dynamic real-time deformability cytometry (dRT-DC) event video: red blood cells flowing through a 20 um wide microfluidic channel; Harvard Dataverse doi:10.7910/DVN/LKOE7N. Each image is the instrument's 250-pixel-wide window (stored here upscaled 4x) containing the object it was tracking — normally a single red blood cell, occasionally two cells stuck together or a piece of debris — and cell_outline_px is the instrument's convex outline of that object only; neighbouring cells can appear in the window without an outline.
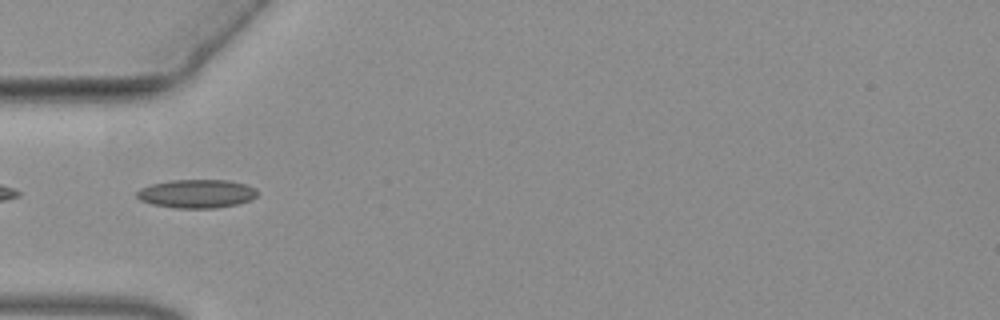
{"species": "common noctule bat (a hibernating species)", "species_latin": "Nyctalus noctula", "temperature_condition": "warm", "stored_images_in_passage": 6, "camera_frame_rate_fps": 3000, "um_per_image_px": 0.085, "animal": {"sex": "female", "body_mass_g": 19.3, "forearm_length_mm": 54.1}, "frame": {"image": 1, "passage_image": 3, "time_ms": 0.667, "image_size_px": [1000, 320], "cell_outline_px": [[256, 196], [252, 200], [236, 204], [216, 208], [172, 208], [152, 204], [140, 200], [136, 196], [136, 192], [140, 188], [152, 184], [172, 180], [228, 180], [244, 184], [256, 188]], "centroid_in_image_um": [16.7, 16.47], "position_along_channel_um": 68.3, "area_um2": 20.06}}